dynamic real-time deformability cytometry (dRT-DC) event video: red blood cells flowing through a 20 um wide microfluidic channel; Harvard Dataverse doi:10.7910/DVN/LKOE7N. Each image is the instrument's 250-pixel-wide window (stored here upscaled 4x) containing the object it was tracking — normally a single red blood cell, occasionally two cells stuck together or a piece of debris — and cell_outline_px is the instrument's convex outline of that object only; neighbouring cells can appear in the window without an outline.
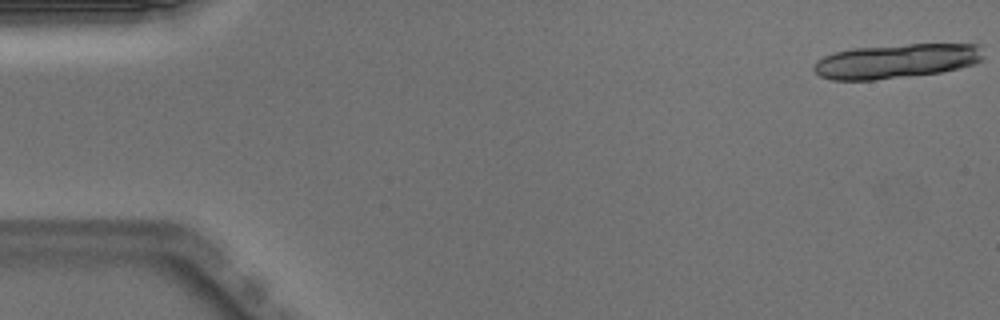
{"species": "Egyptian fruit bat (a non-hibernating species)", "species_latin": "Rousettus aegyptiacus", "temperature_condition": "warm", "stored_images_in_passage": 20, "segment_of_instrument_passage": [1, 2], "camera_frame_rate_fps": 3000, "um_per_image_px": 0.085, "animal": {"sex": "male"}, "frame": {"image": 1, "passage_image": 1, "time_ms": 0.0, "image_size_px": [1000, 320], "cell_outline_px": [[984, 56], [980, 60], [972, 64], [960, 68], [940, 72], [876, 80], [832, 80], [820, 76], [812, 68], [812, 64], [816, 60], [824, 56], [836, 52], [852, 48], [908, 44], [980, 44]], "centroid_in_image_um": [76.16, 5.19], "position_along_channel_um": 8.8, "area_um2": 34.04}}